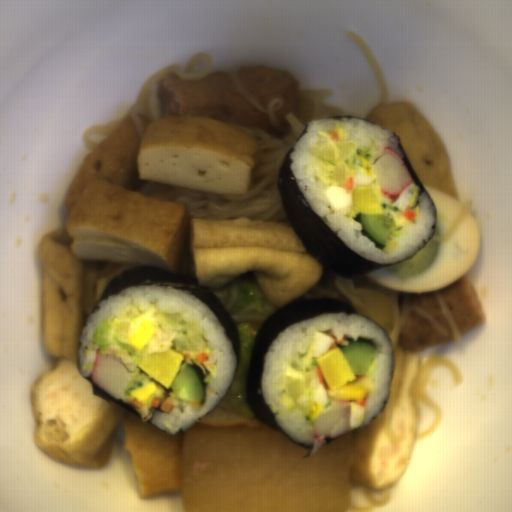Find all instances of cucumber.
I'll use <instances>...</instances> for the list:
<instances>
[{"label": "cucumber", "instance_id": "8b760119", "mask_svg": "<svg viewBox=\"0 0 512 512\" xmlns=\"http://www.w3.org/2000/svg\"><path fill=\"white\" fill-rule=\"evenodd\" d=\"M205 374L194 361H187L180 366L169 391L178 400L183 402H199L204 405L207 396Z\"/></svg>", "mask_w": 512, "mask_h": 512}, {"label": "cucumber", "instance_id": "586b57bf", "mask_svg": "<svg viewBox=\"0 0 512 512\" xmlns=\"http://www.w3.org/2000/svg\"><path fill=\"white\" fill-rule=\"evenodd\" d=\"M344 339L348 345H343L338 349L342 351L353 374L356 376H367L378 354L376 340L361 336L356 341L348 336Z\"/></svg>", "mask_w": 512, "mask_h": 512}, {"label": "cucumber", "instance_id": "888e309b", "mask_svg": "<svg viewBox=\"0 0 512 512\" xmlns=\"http://www.w3.org/2000/svg\"><path fill=\"white\" fill-rule=\"evenodd\" d=\"M353 219L362 225L363 236L374 242L377 249H386L397 230L396 221L387 215L359 212Z\"/></svg>", "mask_w": 512, "mask_h": 512}]
</instances>
